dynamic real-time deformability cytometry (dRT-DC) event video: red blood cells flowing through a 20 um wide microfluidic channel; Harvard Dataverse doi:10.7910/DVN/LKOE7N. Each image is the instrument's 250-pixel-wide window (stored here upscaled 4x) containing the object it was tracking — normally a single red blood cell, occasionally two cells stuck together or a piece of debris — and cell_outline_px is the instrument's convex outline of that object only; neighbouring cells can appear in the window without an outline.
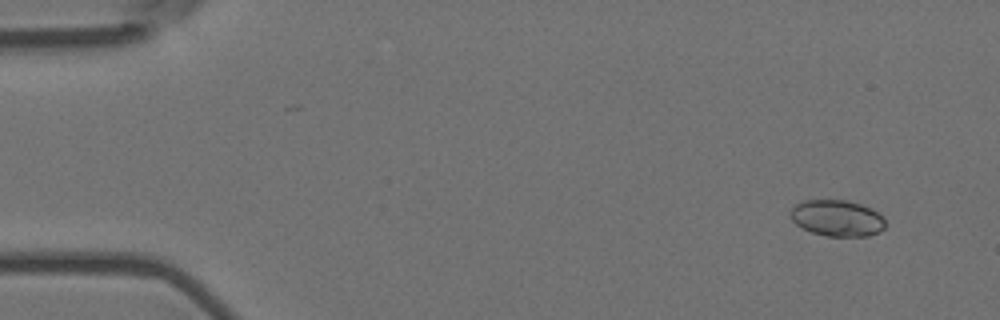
{"species": "Egyptian fruit bat (a non-hibernating species)", "species_latin": "Rousettus aegyptiacus", "temperature_condition": "room temperature", "stored_images_in_passage": 5, "camera_frame_rate_fps": 3000, "um_per_image_px": 0.085, "animal": {"sex": "female"}, "frame": {"image": 1, "passage_image": 1, "time_ms": 0.0, "image_size_px": [1000, 320], "cell_outline_px": [[884, 228], [880, 232], [868, 236], [824, 236], [812, 232], [796, 224], [792, 220], [788, 212], [800, 200], [848, 200], [872, 208], [884, 216]], "centroid_in_image_um": [71.15, 18.53], "position_along_channel_um": 13.8, "area_um2": 20.29}}
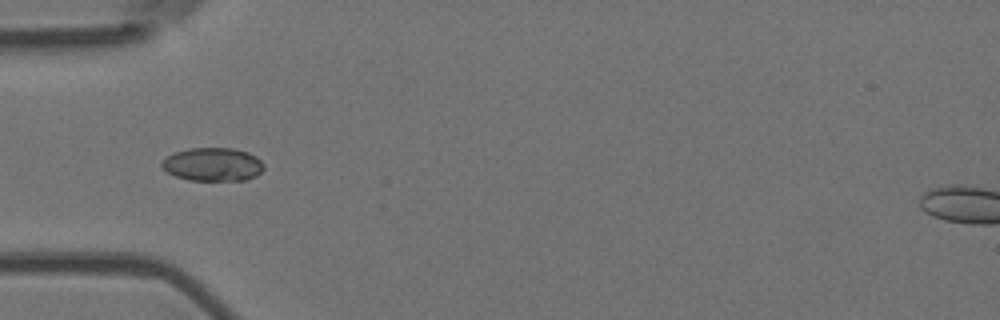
{"frame": {"image": 2, "passage_image": 5, "time_ms": 1.333, "image_size_px": [1000, 320], "cell_outline_px": [[264, 168], [256, 176], [244, 180], [188, 180], [176, 176], [168, 172], [160, 164], [172, 152], [188, 148], [232, 148], [248, 152], [256, 156], [264, 164]], "centroid_in_image_um": [18.1, 13.96], "position_along_channel_um": 66.9, "area_um2": 19.83}}